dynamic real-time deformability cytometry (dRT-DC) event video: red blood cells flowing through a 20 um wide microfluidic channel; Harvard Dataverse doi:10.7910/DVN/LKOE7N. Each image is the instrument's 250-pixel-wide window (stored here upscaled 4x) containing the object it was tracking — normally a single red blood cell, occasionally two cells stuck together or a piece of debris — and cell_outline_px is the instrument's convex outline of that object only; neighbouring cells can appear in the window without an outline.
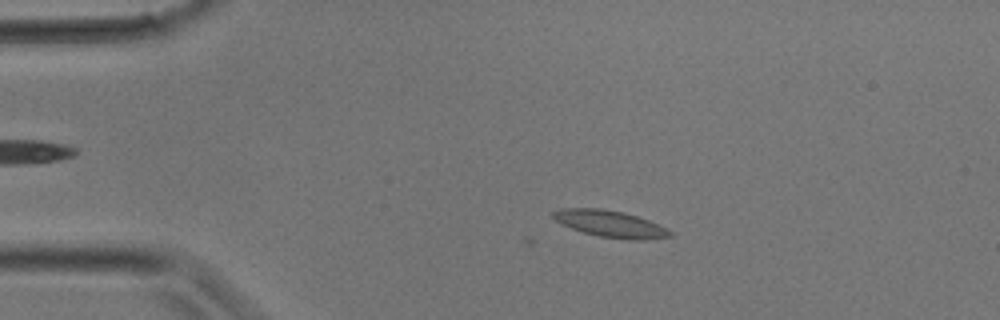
{"species": "common noctule bat (a hibernating species)", "species_latin": "Nyctalus noctula", "temperature_condition": "room temperature", "stored_images_in_passage": 2, "camera_frame_rate_fps": 3000, "um_per_image_px": 0.085, "animal": {"sex": "male", "body_mass_g": 17.9}, "frame": {"image": 1, "passage_image": 2, "time_ms": 0.333, "image_size_px": [1000, 320], "cell_outline_px": [[672, 236], [644, 240], [628, 240], [600, 236], [584, 232], [572, 228], [556, 220], [552, 216], [552, 212], [560, 208], [600, 208], [624, 212], [648, 220], [668, 228], [672, 232]], "centroid_in_image_um": [51.91, 19.02], "position_along_channel_um": 33.1, "area_um2": 18.09}}